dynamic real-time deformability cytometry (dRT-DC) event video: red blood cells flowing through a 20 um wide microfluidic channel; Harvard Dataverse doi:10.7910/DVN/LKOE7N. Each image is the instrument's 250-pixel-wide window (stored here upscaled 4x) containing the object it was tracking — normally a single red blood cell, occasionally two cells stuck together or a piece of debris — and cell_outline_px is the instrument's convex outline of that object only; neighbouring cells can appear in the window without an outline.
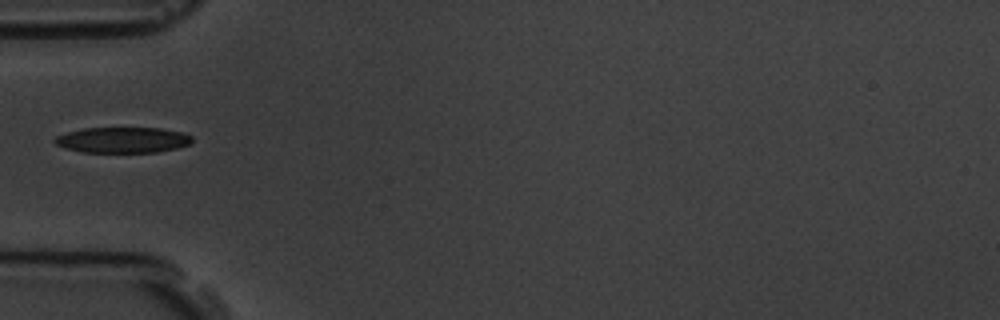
{"species": "common noctule bat (a hibernating species)", "species_latin": "Nyctalus noctula", "temperature_condition": "room temperature", "stored_images_in_passage": 11, "camera_frame_rate_fps": 3000, "um_per_image_px": 0.085, "animal": {"sex": "male", "body_mass_g": 19.5, "forearm_length_mm": 54.6}, "frame": {"image": 1, "passage_image": 1, "time_ms": 0.0, "image_size_px": [1000, 320], "cell_outline_px": [[192, 144], [176, 148], [156, 152], [80, 152], [64, 148], [56, 144], [52, 140], [56, 136], [68, 132], [84, 128], [160, 128], [180, 132], [192, 136]], "centroid_in_image_um": [10.41, 11.9], "position_along_channel_um": 74.6, "area_um2": 20.58}}
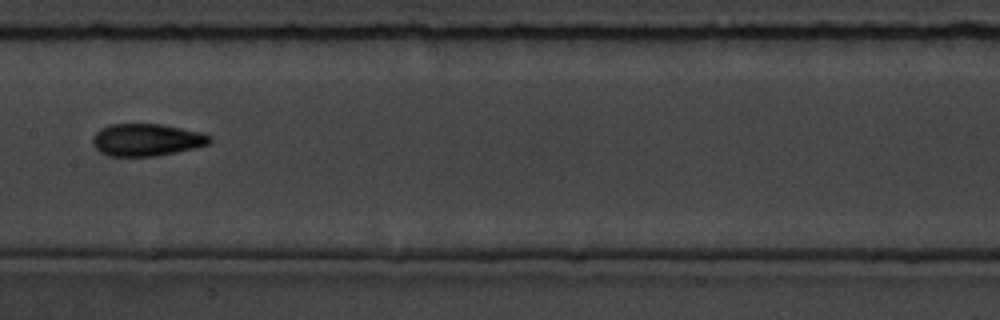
{"frame": {"image": 2, "passage_image": 4, "time_ms": 3.333, "image_size_px": [1000, 320], "cell_outline_px": [[212, 140], [208, 144], [196, 148], [156, 156], [108, 156], [100, 152], [92, 144], [92, 136], [100, 128], [108, 124], [160, 124], [204, 132], [212, 136]], "centroid_in_image_um": [12.47, 11.88], "position_along_channel_um": 194.9, "area_um2": 22.31}}
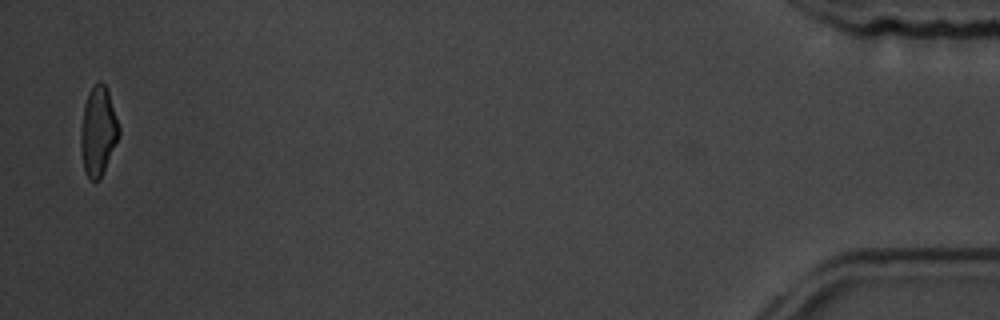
{"frame": {"image": 3, "passage_image": 11, "time_ms": 12.333, "image_size_px": [1000, 320], "cell_outline_px": [[120, 136], [100, 180], [92, 180], [84, 172], [80, 148], [80, 128], [84, 104], [88, 92], [100, 80], [104, 84], [108, 92], [120, 128]], "centroid_in_image_um": [8.33, 11.19], "position_along_channel_um": 426.9, "area_um2": 19.94}}